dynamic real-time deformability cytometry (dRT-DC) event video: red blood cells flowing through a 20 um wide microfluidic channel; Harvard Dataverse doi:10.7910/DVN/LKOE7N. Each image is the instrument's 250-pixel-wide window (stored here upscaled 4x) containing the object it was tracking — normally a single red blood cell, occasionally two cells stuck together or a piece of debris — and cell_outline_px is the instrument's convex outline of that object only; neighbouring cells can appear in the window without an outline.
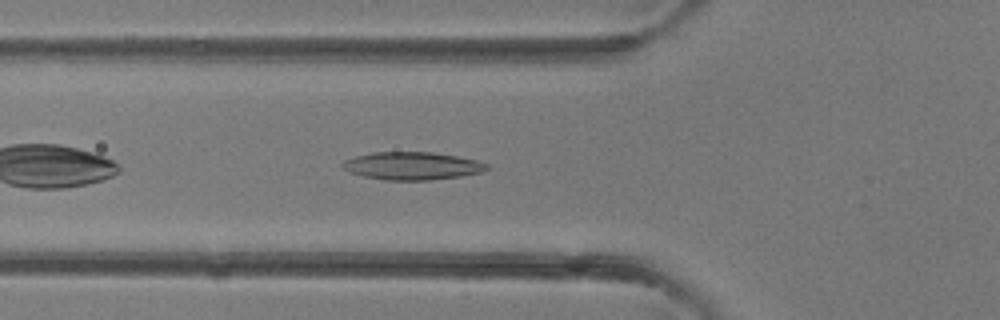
{"species": "common noctule bat (a hibernating species)", "species_latin": "Nyctalus noctula", "temperature_condition": "room temperature", "stored_images_in_passage": 30, "camera_frame_rate_fps": 3000, "um_per_image_px": 0.085, "animal": {"sex": "female"}, "frame": {"image": 1, "passage_image": 5, "time_ms": 1.333, "image_size_px": [1000, 320], "cell_outline_px": [[492, 168], [484, 172], [460, 176], [428, 180], [384, 180], [364, 176], [348, 172], [340, 164], [344, 160], [356, 156], [372, 152], [432, 152], [456, 156], [476, 160], [488, 164]], "centroid_in_image_um": [35.05, 14.1], "position_along_channel_um": 90.7, "area_um2": 23.47}}
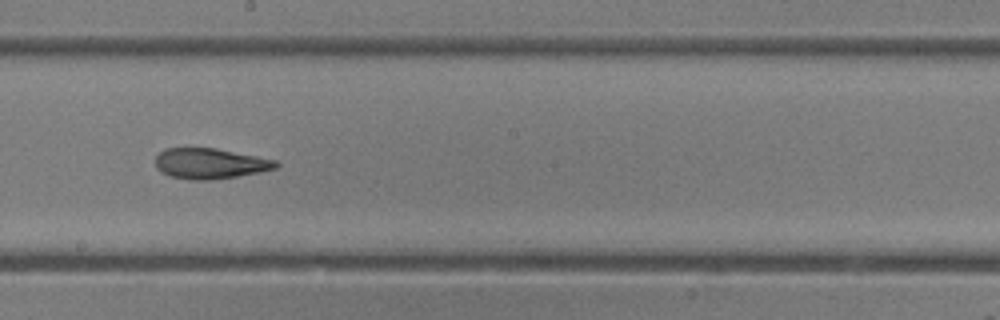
{"frame": {"image": 2, "passage_image": 13, "time_ms": 4.0, "image_size_px": [1000, 320], "cell_outline_px": [[280, 164], [276, 168], [260, 172], [212, 180], [188, 180], [168, 176], [160, 172], [156, 168], [156, 156], [160, 152], [168, 148], [216, 148], [276, 160]], "centroid_in_image_um": [17.83, 13.91], "position_along_channel_um": 230.4, "area_um2": 21.5}}
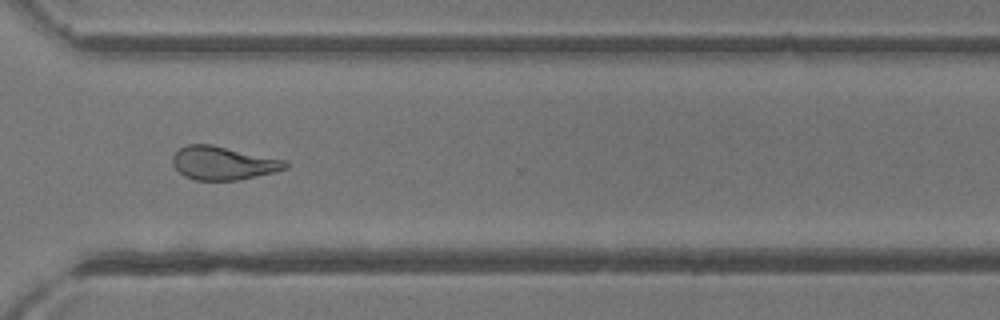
{"frame": {"image": 3, "passage_image": 20, "time_ms": 6.333, "image_size_px": [1000, 320], "cell_outline_px": [[288, 168], [240, 180], [196, 180], [184, 176], [172, 164], [172, 156], [180, 148], [188, 144], [212, 144], [288, 160]], "centroid_in_image_um": [18.99, 13.85], "position_along_channel_um": 351.6, "area_um2": 22.08}}